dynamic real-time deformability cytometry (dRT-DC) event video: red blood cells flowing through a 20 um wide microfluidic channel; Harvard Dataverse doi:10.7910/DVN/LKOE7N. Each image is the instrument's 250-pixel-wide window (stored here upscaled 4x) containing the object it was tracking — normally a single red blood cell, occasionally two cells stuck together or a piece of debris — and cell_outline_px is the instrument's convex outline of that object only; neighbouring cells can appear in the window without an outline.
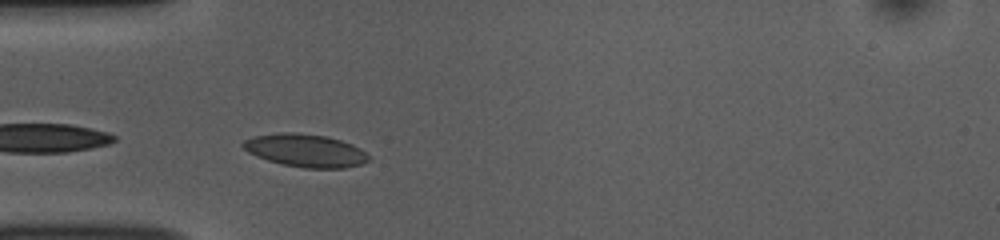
{"species": "common noctule bat (a hibernating species)", "species_latin": "Nyctalus noctula", "temperature_condition": "room temperature", "stored_images_in_passage": 35, "camera_frame_rate_fps": 3000, "um_per_image_px": 0.085, "animal": {"sex": "female", "body_mass_g": 10.0, "forearm_length_mm": 53.1}, "frame": {"image": 1, "passage_image": 1, "time_ms": 0.0, "image_size_px": [1000, 240], "cell_outline_px": [[368, 160], [360, 164], [344, 168], [304, 168], [284, 164], [268, 160], [256, 156], [248, 152], [240, 144], [244, 140], [256, 136], [284, 132], [292, 132], [328, 136], [352, 144], [360, 148], [368, 156]], "centroid_in_image_um": [25.95, 12.79], "position_along_channel_um": 59.0, "area_um2": 23.81}}